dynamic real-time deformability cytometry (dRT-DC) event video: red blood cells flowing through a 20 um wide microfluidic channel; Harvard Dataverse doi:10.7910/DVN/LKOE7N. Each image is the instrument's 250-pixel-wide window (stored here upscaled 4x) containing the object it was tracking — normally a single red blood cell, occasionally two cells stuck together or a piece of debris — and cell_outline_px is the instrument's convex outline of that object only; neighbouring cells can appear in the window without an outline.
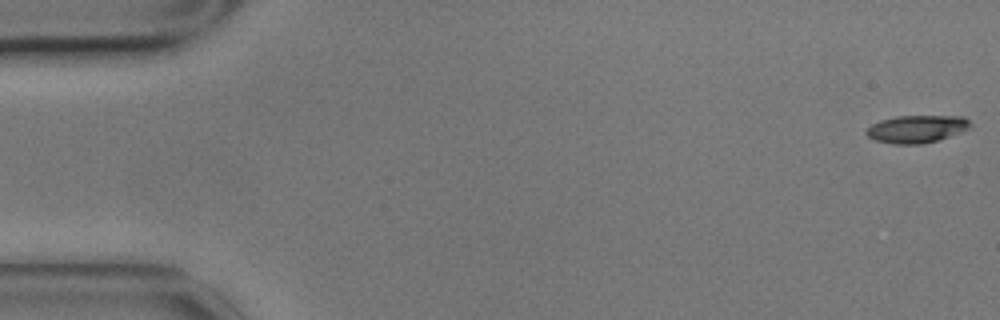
{"species": "common noctule bat (a hibernating species)", "species_latin": "Nyctalus noctula", "temperature_condition": "cold", "stored_images_in_passage": 6, "camera_frame_rate_fps": 3000, "um_per_image_px": 0.085, "animal": {"sex": "male", "body_mass_g": 17.9}, "frame": {"image": 1, "passage_image": 1, "time_ms": 0.0, "image_size_px": [1000, 320], "cell_outline_px": [[972, 124], [968, 128], [960, 132], [940, 140], [920, 144], [892, 144], [876, 140], [868, 136], [864, 132], [872, 124], [880, 120], [896, 116], [964, 116]], "centroid_in_image_um": [77.91, 10.96], "position_along_channel_um": 7.1, "area_um2": 16.7}}
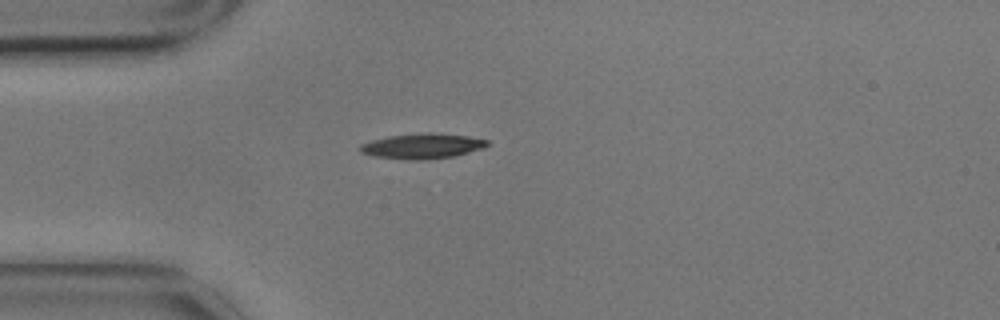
{"frame": {"image": 2, "passage_image": 5, "time_ms": 1.333, "image_size_px": [1000, 320], "cell_outline_px": [[488, 144], [484, 148], [452, 156], [428, 160], [408, 160], [372, 156], [360, 152], [360, 144], [372, 140], [388, 136], [428, 132], [468, 136], [488, 140]], "centroid_in_image_um": [35.87, 12.42], "position_along_channel_um": 49.1, "area_um2": 18.67}}